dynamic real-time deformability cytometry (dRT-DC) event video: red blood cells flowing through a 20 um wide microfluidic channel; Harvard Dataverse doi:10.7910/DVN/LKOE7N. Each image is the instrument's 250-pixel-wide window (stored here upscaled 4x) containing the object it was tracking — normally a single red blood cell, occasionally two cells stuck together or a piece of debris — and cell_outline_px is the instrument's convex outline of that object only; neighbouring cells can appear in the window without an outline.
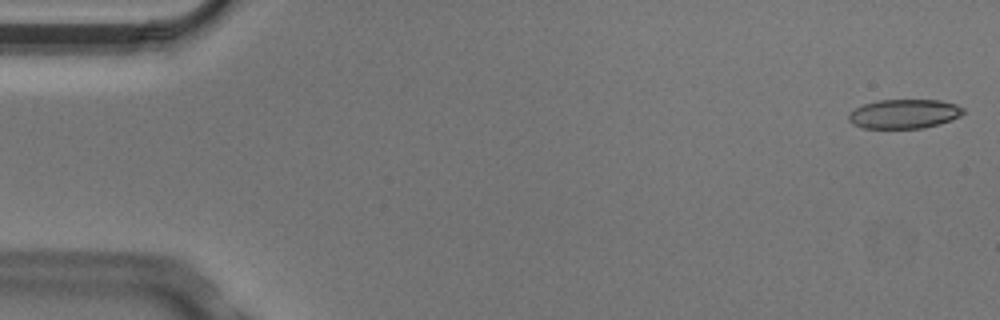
{"species": "Egyptian fruit bat (a non-hibernating species)", "species_latin": "Rousettus aegyptiacus", "temperature_condition": "cold", "stored_images_in_passage": 5, "camera_frame_rate_fps": 3000, "um_per_image_px": 0.085, "animal": {"sex": "male"}, "frame": {"image": 1, "passage_image": 1, "time_ms": 0.0, "image_size_px": [1000, 320], "cell_outline_px": [[964, 112], [960, 116], [940, 124], [924, 128], [864, 128], [852, 124], [848, 120], [848, 116], [856, 108], [864, 104], [876, 100], [940, 100], [956, 104], [964, 108]], "centroid_in_image_um": [76.87, 9.68], "position_along_channel_um": 8.1, "area_um2": 19.54}}